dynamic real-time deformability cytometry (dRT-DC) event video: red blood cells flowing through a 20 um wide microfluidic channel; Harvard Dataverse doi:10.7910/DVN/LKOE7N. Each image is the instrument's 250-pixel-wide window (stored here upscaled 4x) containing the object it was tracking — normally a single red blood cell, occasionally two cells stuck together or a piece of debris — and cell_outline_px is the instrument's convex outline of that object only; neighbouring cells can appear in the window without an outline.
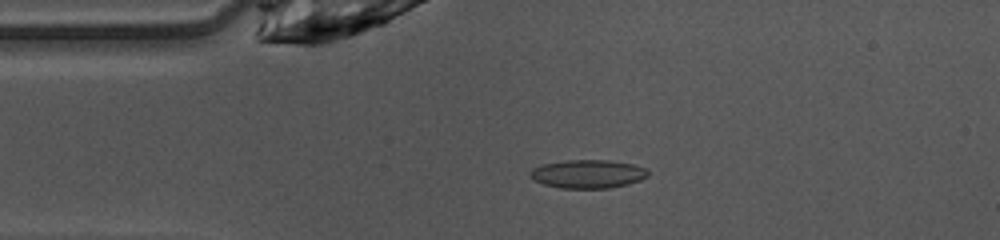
{"species": "common noctule bat (a hibernating species)", "species_latin": "Nyctalus noctula", "temperature_condition": "warm", "stored_images_in_passage": 39, "camera_frame_rate_fps": 3000, "um_per_image_px": 0.085, "animal": {"sex": "female", "body_mass_g": 10.0, "forearm_length_mm": 53.1}, "frame": {"image": 1, "passage_image": 1, "time_ms": 0.0, "image_size_px": [1000, 240], "cell_outline_px": [[648, 176], [640, 180], [628, 184], [612, 188], [560, 188], [544, 184], [532, 180], [528, 176], [528, 172], [532, 168], [544, 164], [568, 160], [608, 160], [632, 164], [644, 168], [648, 172]], "centroid_in_image_um": [49.92, 14.79], "position_along_channel_um": 35.1, "area_um2": 19.59}}
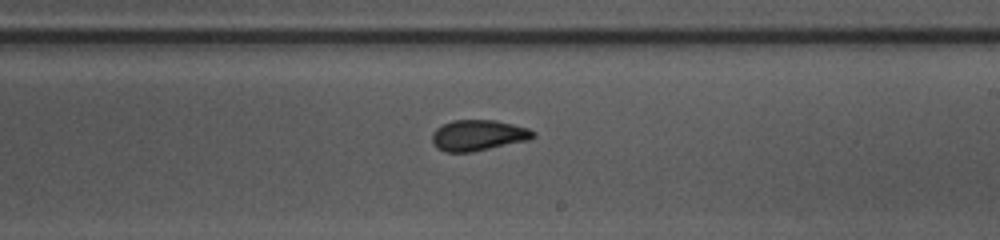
{"frame": {"image": 2, "passage_image": 18, "time_ms": 5.667, "image_size_px": [1000, 240], "cell_outline_px": [[536, 136], [528, 140], [472, 152], [444, 152], [436, 148], [432, 144], [432, 132], [436, 128], [452, 120], [496, 120], [528, 128], [536, 132]], "centroid_in_image_um": [40.62, 11.5], "position_along_channel_um": 248.4, "area_um2": 18.26}}
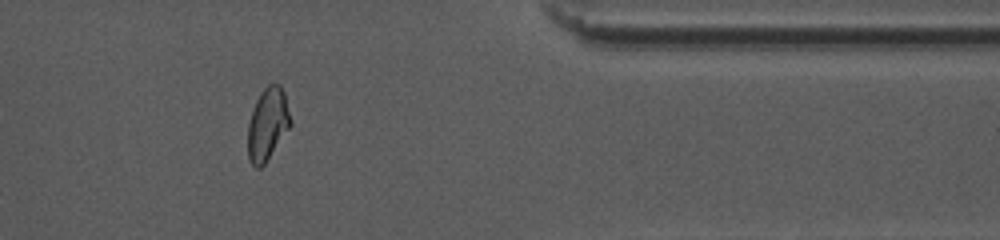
{"frame": {"image": 3, "passage_image": 30, "time_ms": 9.667, "image_size_px": [1000, 240], "cell_outline_px": [[292, 124], [264, 164], [260, 168], [256, 168], [248, 160], [248, 124], [256, 100], [260, 92], [272, 80], [280, 84], [284, 92], [292, 120]], "centroid_in_image_um": [22.75, 10.51], "position_along_channel_um": 388.6, "area_um2": 18.15}, "authors_computed_cell_mechanics": {"area_um2": 18.3804, "velocity_mm_per_s": 4.103, "shape_relaxation_time_tau1_ms": 6.9212, "shape_relaxation_time_tau2_ms": 1.5518, "deformation_change_tau1": 0.1931, "deformation_change_tau2": 0.0489}}